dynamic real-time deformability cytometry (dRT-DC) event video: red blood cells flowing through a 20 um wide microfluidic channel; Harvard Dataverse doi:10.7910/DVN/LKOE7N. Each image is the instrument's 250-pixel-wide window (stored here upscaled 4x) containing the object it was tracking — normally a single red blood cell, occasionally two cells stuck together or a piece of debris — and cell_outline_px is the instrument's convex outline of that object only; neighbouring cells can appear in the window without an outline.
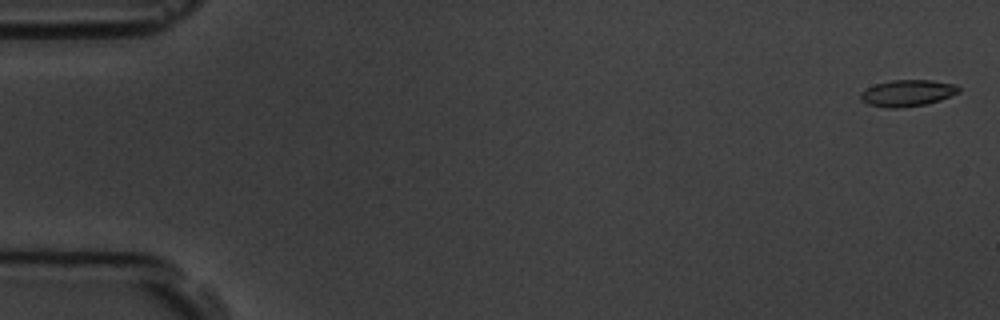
{"species": "common noctule bat (a hibernating species)", "species_latin": "Nyctalus noctula", "temperature_condition": "room temperature", "stored_images_in_passage": 59, "camera_frame_rate_fps": 3000, "um_per_image_px": 0.085, "animal": {"sex": "male", "body_mass_g": 19.5, "forearm_length_mm": 54.6}, "frame": {"image": 1, "passage_image": 2, "time_ms": 0.333, "image_size_px": [1000, 320], "cell_outline_px": [[960, 92], [940, 100], [928, 104], [900, 108], [884, 108], [868, 104], [860, 100], [860, 92], [876, 84], [892, 80], [932, 80], [956, 84], [960, 88]], "centroid_in_image_um": [77.14, 7.92], "position_along_channel_um": 7.9, "area_um2": 15.32}}
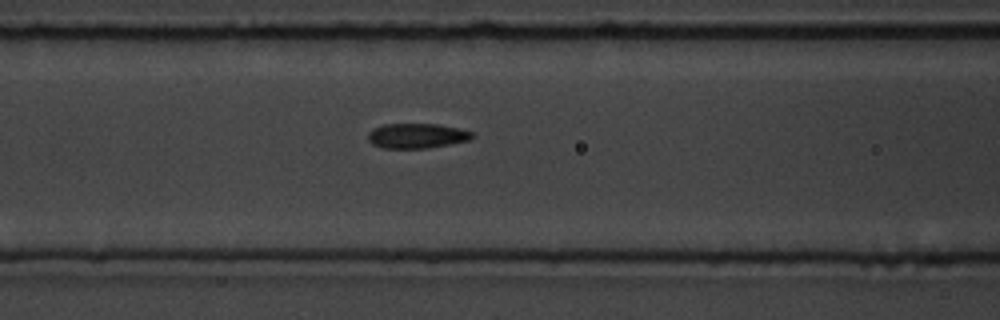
{"frame": {"image": 2, "passage_image": 25, "time_ms": 8.0, "image_size_px": [1000, 320], "cell_outline_px": [[476, 136], [468, 140], [452, 144], [428, 148], [384, 148], [372, 144], [368, 140], [368, 132], [372, 128], [384, 124], [440, 124], [472, 132]], "centroid_in_image_um": [35.42, 11.54], "position_along_channel_um": 131.2, "area_um2": 15.2}}
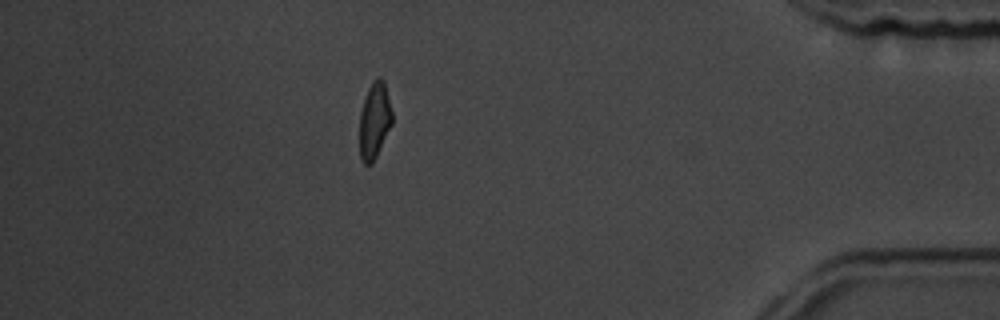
{"frame": {"image": 3, "passage_image": 52, "time_ms": 17.0, "image_size_px": [1000, 320], "cell_outline_px": [[392, 124], [372, 164], [364, 164], [360, 156], [360, 112], [368, 88], [372, 80], [376, 76], [380, 76], [384, 80], [392, 112]], "centroid_in_image_um": [31.83, 10.2], "position_along_channel_um": 403.4, "area_um2": 14.45}, "authors_computed_cell_mechanics": {"area_um2": 15.2592, "velocity_mm_per_s": 3.5241, "shape_relaxation_time_tau1_ms": 4.5968, "shape_relaxation_time_tau2_ms": 5.0885, "deformation_change_tau1": 0.1388, "deformation_change_tau2": 0.0737}}